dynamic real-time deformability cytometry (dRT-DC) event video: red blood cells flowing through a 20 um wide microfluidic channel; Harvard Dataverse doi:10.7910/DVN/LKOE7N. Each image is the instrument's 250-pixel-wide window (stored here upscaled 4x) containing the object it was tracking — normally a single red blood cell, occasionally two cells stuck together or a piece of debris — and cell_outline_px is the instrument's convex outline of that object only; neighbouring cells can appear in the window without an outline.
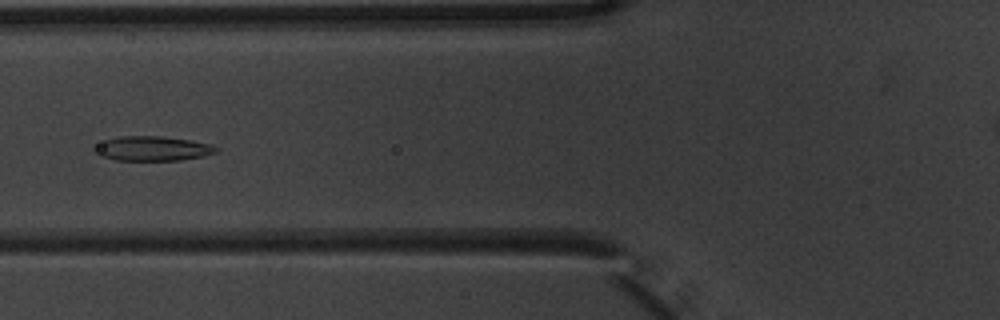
{"species": "common noctule bat (a hibernating species)", "species_latin": "Nyctalus noctula", "temperature_condition": "warm", "stored_images_in_passage": 7, "camera_frame_rate_fps": 3000, "um_per_image_px": 0.085, "animal": {"sex": "male", "body_mass_g": 20.1, "forearm_length_mm": 53.5}, "frame": {"image": 1, "passage_image": 5, "time_ms": 1.333, "image_size_px": [1000, 320], "cell_outline_px": [[220, 148], [216, 152], [204, 156], [180, 160], [116, 160], [100, 156], [92, 152], [92, 148], [104, 140], [116, 136], [160, 136], [188, 140], [212, 144]], "centroid_in_image_um": [12.92, 12.62], "position_along_channel_um": 112.9, "area_um2": 17.57}}
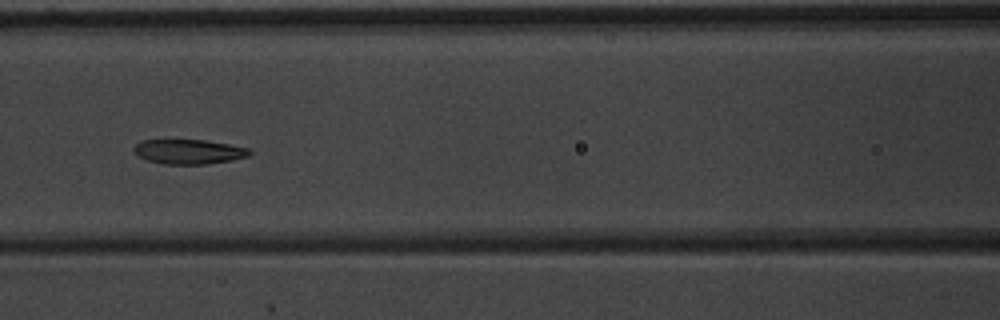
{"frame": {"image": 2, "passage_image": 6, "time_ms": 1.667, "image_size_px": [1000, 320], "cell_outline_px": [[252, 152], [248, 156], [232, 160], [208, 164], [164, 164], [148, 160], [136, 156], [132, 152], [132, 148], [136, 144], [144, 140], [204, 140], [252, 148]], "centroid_in_image_um": [16.04, 12.89], "position_along_channel_um": 150.6, "area_um2": 16.76}}
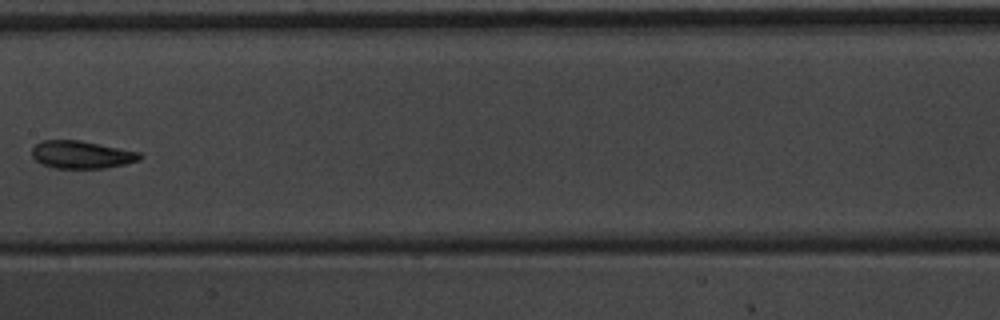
{"frame": {"image": 3, "passage_image": 7, "time_ms": 2.0, "image_size_px": [1000, 320], "cell_outline_px": [[144, 156], [140, 160], [124, 164], [104, 168], [56, 168], [40, 164], [32, 156], [32, 148], [40, 140], [80, 140], [140, 152]], "centroid_in_image_um": [6.93, 13.14], "position_along_channel_um": 200.5, "area_um2": 17.46}}